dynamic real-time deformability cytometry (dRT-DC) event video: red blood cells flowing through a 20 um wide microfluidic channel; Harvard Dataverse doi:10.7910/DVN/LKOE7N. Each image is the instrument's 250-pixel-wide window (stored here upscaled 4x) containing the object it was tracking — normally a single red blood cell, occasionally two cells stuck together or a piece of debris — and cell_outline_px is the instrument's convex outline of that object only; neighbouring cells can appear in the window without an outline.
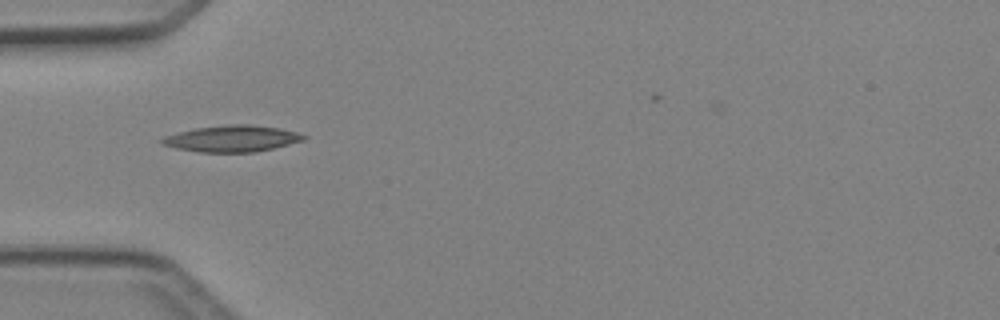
{"species": "Egyptian fruit bat (a non-hibernating species)", "species_latin": "Rousettus aegyptiacus", "temperature_condition": "cold", "stored_images_in_passage": 30, "camera_frame_rate_fps": 3000, "um_per_image_px": 0.085, "animal": {"sex": "female"}, "frame": {"image": 1, "passage_image": 1, "time_ms": 0.0, "image_size_px": [1000, 320], "cell_outline_px": [[308, 136], [304, 140], [272, 148], [252, 152], [200, 152], [176, 148], [160, 144], [160, 140], [164, 136], [196, 128], [228, 124], [248, 124], [280, 128], [296, 132]], "centroid_in_image_um": [19.71, 11.77], "position_along_channel_um": 65.3, "area_um2": 21.62}}
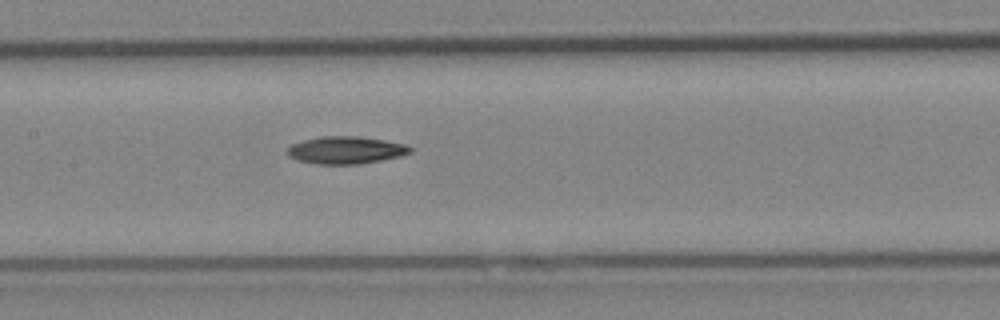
{"frame": {"image": 2, "passage_image": 9, "time_ms": 2.667, "image_size_px": [1000, 320], "cell_outline_px": [[412, 152], [400, 156], [360, 164], [316, 164], [300, 160], [288, 156], [288, 148], [292, 144], [304, 140], [320, 136], [356, 136], [384, 140], [404, 144], [412, 148]], "centroid_in_image_um": [29.4, 12.76], "position_along_channel_um": 178.0, "area_um2": 19.42}}
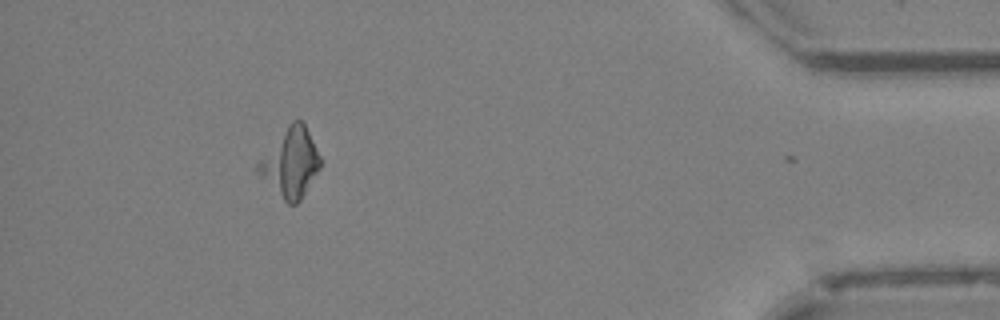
{"frame": {"image": 3, "passage_image": 29, "time_ms": 9.333, "image_size_px": [1000, 320], "cell_outline_px": [[320, 168], [300, 200], [296, 204], [288, 204], [284, 200], [256, 168], [256, 164], [288, 124], [292, 120], [300, 120], [304, 124], [320, 156]], "centroid_in_image_um": [24.72, 13.82], "position_along_channel_um": 410.5, "area_um2": 23.81}}